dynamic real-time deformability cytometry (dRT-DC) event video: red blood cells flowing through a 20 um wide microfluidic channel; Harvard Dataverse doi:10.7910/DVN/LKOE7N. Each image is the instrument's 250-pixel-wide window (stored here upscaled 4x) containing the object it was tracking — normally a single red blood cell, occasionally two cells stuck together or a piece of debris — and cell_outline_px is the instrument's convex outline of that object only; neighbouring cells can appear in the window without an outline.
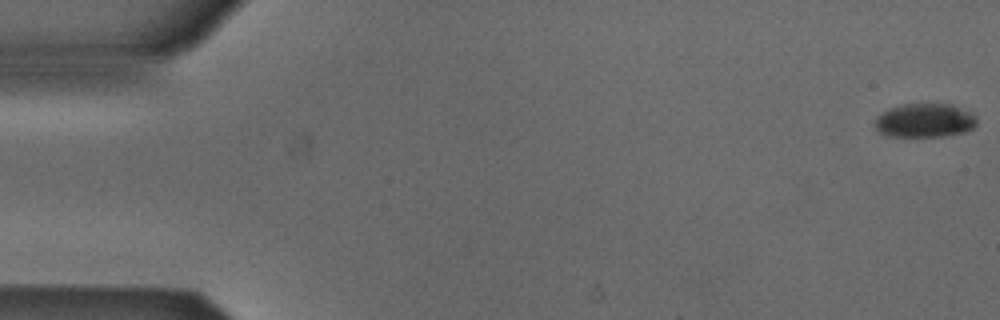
{"species": "Egyptian fruit bat (a non-hibernating species)", "species_latin": "Rousettus aegyptiacus", "temperature_condition": "cold", "stored_images_in_passage": 19, "camera_frame_rate_fps": 3000, "um_per_image_px": 0.085, "animal": {"sex": "male"}, "frame": {"image": 1, "passage_image": 1, "time_ms": 0.0, "image_size_px": [1000, 320], "cell_outline_px": [[976, 124], [972, 128], [964, 132], [944, 136], [888, 136], [880, 132], [876, 128], [876, 120], [884, 112], [892, 108], [904, 104], [952, 104], [972, 112], [976, 116]], "centroid_in_image_um": [78.67, 10.24], "position_along_channel_um": 6.3, "area_um2": 19.83}}
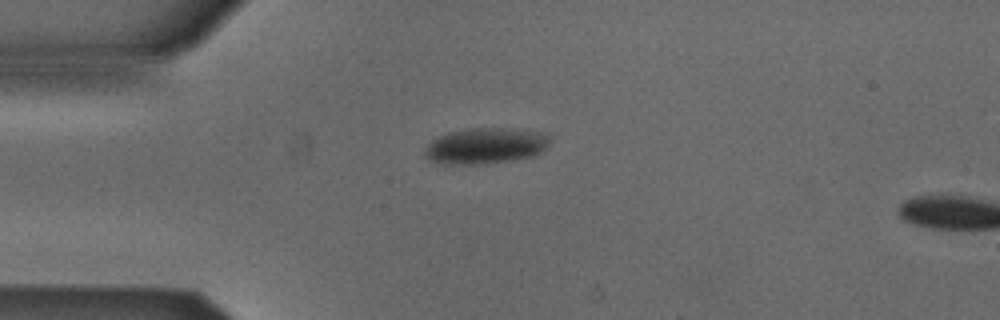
{"frame": {"image": 2, "passage_image": 14, "time_ms": 4.333, "image_size_px": [1000, 320], "cell_outline_px": [[548, 144], [540, 152], [532, 156], [512, 160], [484, 164], [444, 164], [428, 160], [424, 156], [424, 148], [432, 140], [448, 132], [468, 128], [500, 128], [540, 132], [548, 136]], "centroid_in_image_um": [41.19, 12.41], "position_along_channel_um": 43.8, "area_um2": 26.01}}